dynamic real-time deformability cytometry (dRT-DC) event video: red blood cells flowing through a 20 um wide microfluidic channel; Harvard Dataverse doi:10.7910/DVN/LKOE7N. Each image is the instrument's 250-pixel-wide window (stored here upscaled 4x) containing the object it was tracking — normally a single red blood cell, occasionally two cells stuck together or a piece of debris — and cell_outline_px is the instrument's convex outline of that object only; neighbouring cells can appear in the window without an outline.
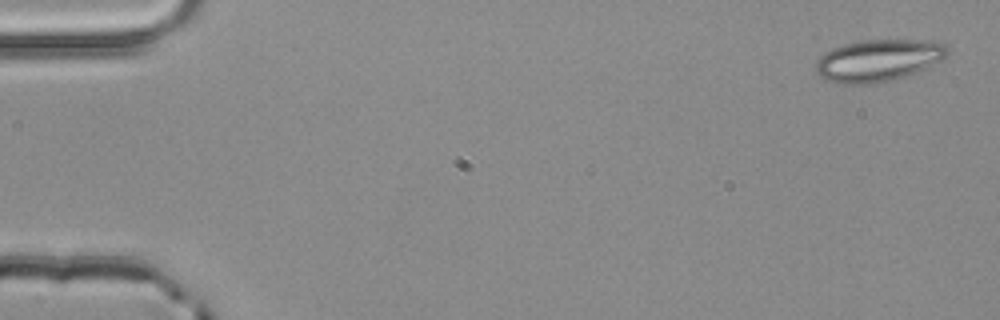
{"species": "common noctule bat (a hibernating species)", "species_latin": "Nyctalus noctula", "temperature_condition": "room temperature", "stored_images_in_passage": 4, "camera_frame_rate_fps": 3000, "um_per_image_px": 0.085, "animal": {"sex": "male", "body_mass_g": 20.4}, "frame": {"image": 1, "passage_image": 1, "time_ms": 0.0, "image_size_px": [1000, 320], "cell_outline_px": [[948, 56], [916, 72], [892, 80], [872, 84], [840, 84], [828, 80], [820, 76], [816, 72], [816, 60], [824, 52], [832, 48], [844, 44], [860, 40], [924, 40], [944, 44], [948, 48]], "centroid_in_image_um": [74.61, 5.13], "position_along_channel_um": 10.4, "area_um2": 32.14}}